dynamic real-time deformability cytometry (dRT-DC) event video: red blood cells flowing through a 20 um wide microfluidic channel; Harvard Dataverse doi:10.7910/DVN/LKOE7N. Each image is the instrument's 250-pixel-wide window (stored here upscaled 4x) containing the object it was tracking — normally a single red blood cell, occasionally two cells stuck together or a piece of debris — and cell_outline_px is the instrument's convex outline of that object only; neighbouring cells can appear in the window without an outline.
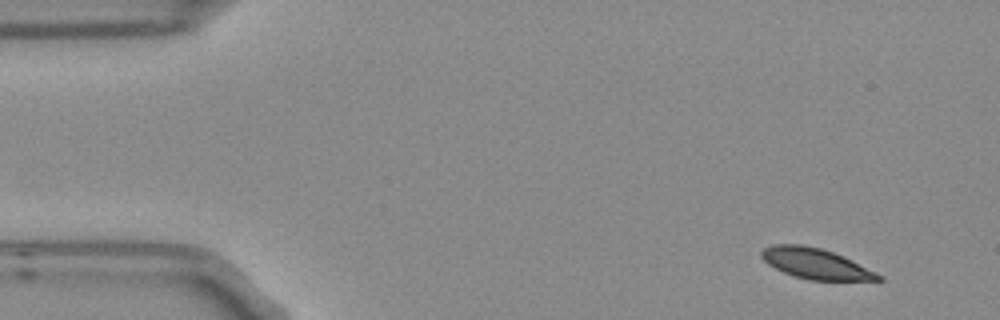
{"species": "Egyptian fruit bat (a non-hibernating species)", "species_latin": "Rousettus aegyptiacus", "temperature_condition": "room temperature", "stored_images_in_passage": 4, "camera_frame_rate_fps": 3000, "um_per_image_px": 0.085, "frame": {"image": 1, "passage_image": 1, "time_ms": 0.0, "image_size_px": [1000, 320], "cell_outline_px": [[884, 280], [808, 280], [784, 272], [768, 264], [760, 256], [760, 252], [764, 248], [772, 244], [800, 244], [820, 248], [832, 252], [876, 272], [884, 276]], "centroid_in_image_um": [69.3, 22.4], "position_along_channel_um": 15.7, "area_um2": 20.46}}